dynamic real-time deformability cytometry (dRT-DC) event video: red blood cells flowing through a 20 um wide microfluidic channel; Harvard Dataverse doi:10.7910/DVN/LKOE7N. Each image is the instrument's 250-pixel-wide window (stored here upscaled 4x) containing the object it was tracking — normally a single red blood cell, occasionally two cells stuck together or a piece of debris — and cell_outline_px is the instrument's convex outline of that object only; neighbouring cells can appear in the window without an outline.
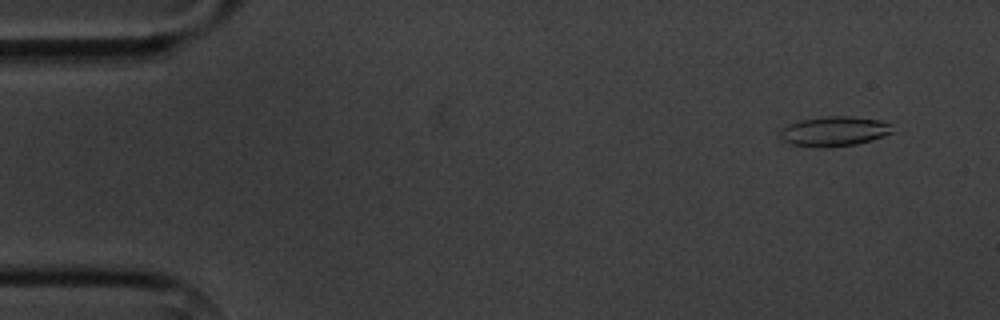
{"species": "common noctule bat (a hibernating species)", "species_latin": "Nyctalus noctula", "temperature_condition": "cold", "stored_images_in_passage": 5, "camera_frame_rate_fps": 3000, "um_per_image_px": 0.085, "animal": {"sex": "male", "body_mass_g": 20.1, "forearm_length_mm": 53.5}, "frame": {"image": 1, "passage_image": 2, "time_ms": 1.0, "image_size_px": [1000, 320], "cell_outline_px": [[892, 132], [884, 136], [872, 140], [856, 144], [824, 148], [788, 144], [780, 136], [780, 132], [788, 124], [800, 120], [820, 116], [852, 116], [880, 120], [892, 124]], "centroid_in_image_um": [70.91, 11.15], "position_along_channel_um": 14.1, "area_um2": 19.65}}